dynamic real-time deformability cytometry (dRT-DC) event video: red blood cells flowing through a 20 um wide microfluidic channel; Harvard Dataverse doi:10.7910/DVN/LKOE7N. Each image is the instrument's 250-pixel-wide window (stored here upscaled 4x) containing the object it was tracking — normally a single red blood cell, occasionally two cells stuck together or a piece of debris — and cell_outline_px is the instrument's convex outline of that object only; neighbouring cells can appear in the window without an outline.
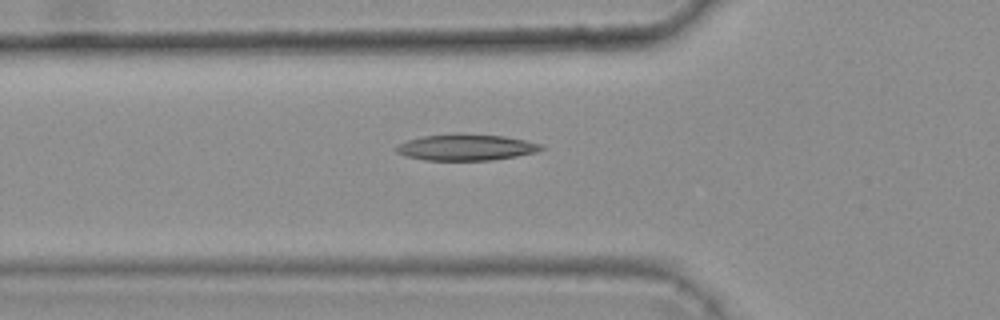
{"species": "common noctule bat (a hibernating species)", "species_latin": "Nyctalus noctula", "temperature_condition": "warm", "stored_images_in_passage": 5, "segment_of_instrument_passage": [2, 2], "camera_frame_rate_fps": 3000, "um_per_image_px": 0.085, "animal": {"sex": "female", "body_mass_g": 25.1}, "frame": {"image": 1, "passage_image": 5, "time_ms": 1.333, "image_size_px": [1000, 320], "cell_outline_px": [[544, 148], [536, 152], [516, 156], [488, 160], [424, 160], [408, 156], [396, 152], [396, 148], [400, 144], [408, 140], [424, 136], [456, 132], [504, 136], [524, 140], [540, 144]], "centroid_in_image_um": [39.61, 12.5], "position_along_channel_um": 86.2, "area_um2": 22.08}}